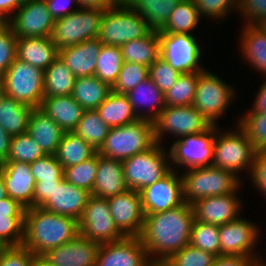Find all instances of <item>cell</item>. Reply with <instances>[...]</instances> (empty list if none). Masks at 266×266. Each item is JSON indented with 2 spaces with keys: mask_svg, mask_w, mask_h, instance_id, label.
<instances>
[{
  "mask_svg": "<svg viewBox=\"0 0 266 266\" xmlns=\"http://www.w3.org/2000/svg\"><path fill=\"white\" fill-rule=\"evenodd\" d=\"M194 220L192 205L186 202L165 212L145 215L139 238L155 266L189 244Z\"/></svg>",
  "mask_w": 266,
  "mask_h": 266,
  "instance_id": "obj_1",
  "label": "cell"
},
{
  "mask_svg": "<svg viewBox=\"0 0 266 266\" xmlns=\"http://www.w3.org/2000/svg\"><path fill=\"white\" fill-rule=\"evenodd\" d=\"M76 219L31 207L25 211L22 246L39 257L48 250L72 241L79 235Z\"/></svg>",
  "mask_w": 266,
  "mask_h": 266,
  "instance_id": "obj_2",
  "label": "cell"
},
{
  "mask_svg": "<svg viewBox=\"0 0 266 266\" xmlns=\"http://www.w3.org/2000/svg\"><path fill=\"white\" fill-rule=\"evenodd\" d=\"M152 29L124 0L105 9L97 38L105 45L121 46L147 36Z\"/></svg>",
  "mask_w": 266,
  "mask_h": 266,
  "instance_id": "obj_3",
  "label": "cell"
},
{
  "mask_svg": "<svg viewBox=\"0 0 266 266\" xmlns=\"http://www.w3.org/2000/svg\"><path fill=\"white\" fill-rule=\"evenodd\" d=\"M155 143L154 122L138 119L124 126L111 127L97 153L109 159L124 161L147 151Z\"/></svg>",
  "mask_w": 266,
  "mask_h": 266,
  "instance_id": "obj_4",
  "label": "cell"
},
{
  "mask_svg": "<svg viewBox=\"0 0 266 266\" xmlns=\"http://www.w3.org/2000/svg\"><path fill=\"white\" fill-rule=\"evenodd\" d=\"M181 177L184 202L191 205L205 197L237 193L241 185L236 174L212 165L190 168Z\"/></svg>",
  "mask_w": 266,
  "mask_h": 266,
  "instance_id": "obj_5",
  "label": "cell"
},
{
  "mask_svg": "<svg viewBox=\"0 0 266 266\" xmlns=\"http://www.w3.org/2000/svg\"><path fill=\"white\" fill-rule=\"evenodd\" d=\"M2 93L33 108H40L44 98V71L15 58L3 74Z\"/></svg>",
  "mask_w": 266,
  "mask_h": 266,
  "instance_id": "obj_6",
  "label": "cell"
},
{
  "mask_svg": "<svg viewBox=\"0 0 266 266\" xmlns=\"http://www.w3.org/2000/svg\"><path fill=\"white\" fill-rule=\"evenodd\" d=\"M160 145L156 142L147 151L122 161L124 179L128 189L139 192L146 186L160 180L171 170L170 160L166 161V157L170 158L169 151L166 155L165 149Z\"/></svg>",
  "mask_w": 266,
  "mask_h": 266,
  "instance_id": "obj_7",
  "label": "cell"
},
{
  "mask_svg": "<svg viewBox=\"0 0 266 266\" xmlns=\"http://www.w3.org/2000/svg\"><path fill=\"white\" fill-rule=\"evenodd\" d=\"M104 12L105 9L80 7L74 13L55 20L52 42L60 50L97 38Z\"/></svg>",
  "mask_w": 266,
  "mask_h": 266,
  "instance_id": "obj_8",
  "label": "cell"
},
{
  "mask_svg": "<svg viewBox=\"0 0 266 266\" xmlns=\"http://www.w3.org/2000/svg\"><path fill=\"white\" fill-rule=\"evenodd\" d=\"M216 125L214 138L213 160L211 165L216 168L228 170L238 175V171L249 169L251 172L256 150L246 136L245 132L238 127V131L219 133Z\"/></svg>",
  "mask_w": 266,
  "mask_h": 266,
  "instance_id": "obj_9",
  "label": "cell"
},
{
  "mask_svg": "<svg viewBox=\"0 0 266 266\" xmlns=\"http://www.w3.org/2000/svg\"><path fill=\"white\" fill-rule=\"evenodd\" d=\"M234 94L233 87L204 69L199 71L193 107L212 125H216V120L226 111Z\"/></svg>",
  "mask_w": 266,
  "mask_h": 266,
  "instance_id": "obj_10",
  "label": "cell"
},
{
  "mask_svg": "<svg viewBox=\"0 0 266 266\" xmlns=\"http://www.w3.org/2000/svg\"><path fill=\"white\" fill-rule=\"evenodd\" d=\"M78 223L80 235L99 244L125 238L118 230L112 218L108 200L105 198L91 195Z\"/></svg>",
  "mask_w": 266,
  "mask_h": 266,
  "instance_id": "obj_11",
  "label": "cell"
},
{
  "mask_svg": "<svg viewBox=\"0 0 266 266\" xmlns=\"http://www.w3.org/2000/svg\"><path fill=\"white\" fill-rule=\"evenodd\" d=\"M213 125L193 105L166 106L154 121V140L162 143L163 135L187 136L206 132Z\"/></svg>",
  "mask_w": 266,
  "mask_h": 266,
  "instance_id": "obj_12",
  "label": "cell"
},
{
  "mask_svg": "<svg viewBox=\"0 0 266 266\" xmlns=\"http://www.w3.org/2000/svg\"><path fill=\"white\" fill-rule=\"evenodd\" d=\"M216 125L206 132L191 134L174 141L169 149L170 162L186 169L211 166Z\"/></svg>",
  "mask_w": 266,
  "mask_h": 266,
  "instance_id": "obj_13",
  "label": "cell"
},
{
  "mask_svg": "<svg viewBox=\"0 0 266 266\" xmlns=\"http://www.w3.org/2000/svg\"><path fill=\"white\" fill-rule=\"evenodd\" d=\"M159 36L160 57L172 68L180 73L203 71L199 65L200 45L192 34H165L159 31Z\"/></svg>",
  "mask_w": 266,
  "mask_h": 266,
  "instance_id": "obj_14",
  "label": "cell"
},
{
  "mask_svg": "<svg viewBox=\"0 0 266 266\" xmlns=\"http://www.w3.org/2000/svg\"><path fill=\"white\" fill-rule=\"evenodd\" d=\"M174 168L160 180L139 191L145 215L165 212L184 203L182 177Z\"/></svg>",
  "mask_w": 266,
  "mask_h": 266,
  "instance_id": "obj_15",
  "label": "cell"
},
{
  "mask_svg": "<svg viewBox=\"0 0 266 266\" xmlns=\"http://www.w3.org/2000/svg\"><path fill=\"white\" fill-rule=\"evenodd\" d=\"M7 23L17 38L51 37L55 20L45 0H31L22 3Z\"/></svg>",
  "mask_w": 266,
  "mask_h": 266,
  "instance_id": "obj_16",
  "label": "cell"
},
{
  "mask_svg": "<svg viewBox=\"0 0 266 266\" xmlns=\"http://www.w3.org/2000/svg\"><path fill=\"white\" fill-rule=\"evenodd\" d=\"M107 200L118 230L125 237H139L145 219L140 193L128 189Z\"/></svg>",
  "mask_w": 266,
  "mask_h": 266,
  "instance_id": "obj_17",
  "label": "cell"
},
{
  "mask_svg": "<svg viewBox=\"0 0 266 266\" xmlns=\"http://www.w3.org/2000/svg\"><path fill=\"white\" fill-rule=\"evenodd\" d=\"M96 266H155L139 237L100 244Z\"/></svg>",
  "mask_w": 266,
  "mask_h": 266,
  "instance_id": "obj_18",
  "label": "cell"
},
{
  "mask_svg": "<svg viewBox=\"0 0 266 266\" xmlns=\"http://www.w3.org/2000/svg\"><path fill=\"white\" fill-rule=\"evenodd\" d=\"M258 233L257 226L240 217L220 225L221 255L257 257L253 256L252 251L259 237Z\"/></svg>",
  "mask_w": 266,
  "mask_h": 266,
  "instance_id": "obj_19",
  "label": "cell"
},
{
  "mask_svg": "<svg viewBox=\"0 0 266 266\" xmlns=\"http://www.w3.org/2000/svg\"><path fill=\"white\" fill-rule=\"evenodd\" d=\"M100 244L82 237L48 250L42 257L56 266H96Z\"/></svg>",
  "mask_w": 266,
  "mask_h": 266,
  "instance_id": "obj_20",
  "label": "cell"
},
{
  "mask_svg": "<svg viewBox=\"0 0 266 266\" xmlns=\"http://www.w3.org/2000/svg\"><path fill=\"white\" fill-rule=\"evenodd\" d=\"M235 193L205 197L192 204L195 221L223 225L239 218L241 201Z\"/></svg>",
  "mask_w": 266,
  "mask_h": 266,
  "instance_id": "obj_21",
  "label": "cell"
},
{
  "mask_svg": "<svg viewBox=\"0 0 266 266\" xmlns=\"http://www.w3.org/2000/svg\"><path fill=\"white\" fill-rule=\"evenodd\" d=\"M0 170L5 183L6 193L26 209L33 207L35 180L30 164L21 161H5Z\"/></svg>",
  "mask_w": 266,
  "mask_h": 266,
  "instance_id": "obj_22",
  "label": "cell"
},
{
  "mask_svg": "<svg viewBox=\"0 0 266 266\" xmlns=\"http://www.w3.org/2000/svg\"><path fill=\"white\" fill-rule=\"evenodd\" d=\"M91 193L63 179L55 186L51 197L41 206L52 213L80 220Z\"/></svg>",
  "mask_w": 266,
  "mask_h": 266,
  "instance_id": "obj_23",
  "label": "cell"
},
{
  "mask_svg": "<svg viewBox=\"0 0 266 266\" xmlns=\"http://www.w3.org/2000/svg\"><path fill=\"white\" fill-rule=\"evenodd\" d=\"M103 43L91 39L59 50V56L76 78L94 76Z\"/></svg>",
  "mask_w": 266,
  "mask_h": 266,
  "instance_id": "obj_24",
  "label": "cell"
},
{
  "mask_svg": "<svg viewBox=\"0 0 266 266\" xmlns=\"http://www.w3.org/2000/svg\"><path fill=\"white\" fill-rule=\"evenodd\" d=\"M128 190L122 161L98 154V167L92 196L108 199Z\"/></svg>",
  "mask_w": 266,
  "mask_h": 266,
  "instance_id": "obj_25",
  "label": "cell"
},
{
  "mask_svg": "<svg viewBox=\"0 0 266 266\" xmlns=\"http://www.w3.org/2000/svg\"><path fill=\"white\" fill-rule=\"evenodd\" d=\"M27 133L46 155H55L65 131L40 108H33L28 120Z\"/></svg>",
  "mask_w": 266,
  "mask_h": 266,
  "instance_id": "obj_26",
  "label": "cell"
},
{
  "mask_svg": "<svg viewBox=\"0 0 266 266\" xmlns=\"http://www.w3.org/2000/svg\"><path fill=\"white\" fill-rule=\"evenodd\" d=\"M59 56L51 37L17 38V58L45 71Z\"/></svg>",
  "mask_w": 266,
  "mask_h": 266,
  "instance_id": "obj_27",
  "label": "cell"
},
{
  "mask_svg": "<svg viewBox=\"0 0 266 266\" xmlns=\"http://www.w3.org/2000/svg\"><path fill=\"white\" fill-rule=\"evenodd\" d=\"M40 109L65 132L75 130L85 111L72 95L44 97Z\"/></svg>",
  "mask_w": 266,
  "mask_h": 266,
  "instance_id": "obj_28",
  "label": "cell"
},
{
  "mask_svg": "<svg viewBox=\"0 0 266 266\" xmlns=\"http://www.w3.org/2000/svg\"><path fill=\"white\" fill-rule=\"evenodd\" d=\"M126 95L138 119L154 122L166 107L164 93L149 77L140 82ZM140 105H148V111L151 112H149V114H143L142 112L140 113V110H138L140 109Z\"/></svg>",
  "mask_w": 266,
  "mask_h": 266,
  "instance_id": "obj_29",
  "label": "cell"
},
{
  "mask_svg": "<svg viewBox=\"0 0 266 266\" xmlns=\"http://www.w3.org/2000/svg\"><path fill=\"white\" fill-rule=\"evenodd\" d=\"M33 107L5 94L0 95V126L11 136L27 133Z\"/></svg>",
  "mask_w": 266,
  "mask_h": 266,
  "instance_id": "obj_30",
  "label": "cell"
},
{
  "mask_svg": "<svg viewBox=\"0 0 266 266\" xmlns=\"http://www.w3.org/2000/svg\"><path fill=\"white\" fill-rule=\"evenodd\" d=\"M123 62L150 67L160 57L159 32L151 31L147 36L131 40L120 46Z\"/></svg>",
  "mask_w": 266,
  "mask_h": 266,
  "instance_id": "obj_31",
  "label": "cell"
},
{
  "mask_svg": "<svg viewBox=\"0 0 266 266\" xmlns=\"http://www.w3.org/2000/svg\"><path fill=\"white\" fill-rule=\"evenodd\" d=\"M96 111L110 128L124 126L138 120L127 95L114 91L110 92Z\"/></svg>",
  "mask_w": 266,
  "mask_h": 266,
  "instance_id": "obj_32",
  "label": "cell"
},
{
  "mask_svg": "<svg viewBox=\"0 0 266 266\" xmlns=\"http://www.w3.org/2000/svg\"><path fill=\"white\" fill-rule=\"evenodd\" d=\"M112 91V87L96 76L76 78L73 98L85 109L96 110Z\"/></svg>",
  "mask_w": 266,
  "mask_h": 266,
  "instance_id": "obj_33",
  "label": "cell"
},
{
  "mask_svg": "<svg viewBox=\"0 0 266 266\" xmlns=\"http://www.w3.org/2000/svg\"><path fill=\"white\" fill-rule=\"evenodd\" d=\"M153 31H161L181 0H124Z\"/></svg>",
  "mask_w": 266,
  "mask_h": 266,
  "instance_id": "obj_34",
  "label": "cell"
},
{
  "mask_svg": "<svg viewBox=\"0 0 266 266\" xmlns=\"http://www.w3.org/2000/svg\"><path fill=\"white\" fill-rule=\"evenodd\" d=\"M242 30L241 52L253 67L266 75V32L258 25H246Z\"/></svg>",
  "mask_w": 266,
  "mask_h": 266,
  "instance_id": "obj_35",
  "label": "cell"
},
{
  "mask_svg": "<svg viewBox=\"0 0 266 266\" xmlns=\"http://www.w3.org/2000/svg\"><path fill=\"white\" fill-rule=\"evenodd\" d=\"M96 153L97 150L74 132H65L55 157L65 169L92 158Z\"/></svg>",
  "mask_w": 266,
  "mask_h": 266,
  "instance_id": "obj_36",
  "label": "cell"
},
{
  "mask_svg": "<svg viewBox=\"0 0 266 266\" xmlns=\"http://www.w3.org/2000/svg\"><path fill=\"white\" fill-rule=\"evenodd\" d=\"M76 77L58 56L44 71V97L72 94Z\"/></svg>",
  "mask_w": 266,
  "mask_h": 266,
  "instance_id": "obj_37",
  "label": "cell"
},
{
  "mask_svg": "<svg viewBox=\"0 0 266 266\" xmlns=\"http://www.w3.org/2000/svg\"><path fill=\"white\" fill-rule=\"evenodd\" d=\"M200 16L193 0H181L160 32L165 34H192L190 31L198 26Z\"/></svg>",
  "mask_w": 266,
  "mask_h": 266,
  "instance_id": "obj_38",
  "label": "cell"
},
{
  "mask_svg": "<svg viewBox=\"0 0 266 266\" xmlns=\"http://www.w3.org/2000/svg\"><path fill=\"white\" fill-rule=\"evenodd\" d=\"M109 130L110 127L100 118L96 110H85L73 132L98 151Z\"/></svg>",
  "mask_w": 266,
  "mask_h": 266,
  "instance_id": "obj_39",
  "label": "cell"
},
{
  "mask_svg": "<svg viewBox=\"0 0 266 266\" xmlns=\"http://www.w3.org/2000/svg\"><path fill=\"white\" fill-rule=\"evenodd\" d=\"M97 59L94 76L112 87L123 64L120 46L103 44Z\"/></svg>",
  "mask_w": 266,
  "mask_h": 266,
  "instance_id": "obj_40",
  "label": "cell"
},
{
  "mask_svg": "<svg viewBox=\"0 0 266 266\" xmlns=\"http://www.w3.org/2000/svg\"><path fill=\"white\" fill-rule=\"evenodd\" d=\"M199 72L182 73L174 85L164 94L166 106L193 105Z\"/></svg>",
  "mask_w": 266,
  "mask_h": 266,
  "instance_id": "obj_41",
  "label": "cell"
},
{
  "mask_svg": "<svg viewBox=\"0 0 266 266\" xmlns=\"http://www.w3.org/2000/svg\"><path fill=\"white\" fill-rule=\"evenodd\" d=\"M189 244L220 256L219 226L194 220Z\"/></svg>",
  "mask_w": 266,
  "mask_h": 266,
  "instance_id": "obj_42",
  "label": "cell"
},
{
  "mask_svg": "<svg viewBox=\"0 0 266 266\" xmlns=\"http://www.w3.org/2000/svg\"><path fill=\"white\" fill-rule=\"evenodd\" d=\"M98 167V153L92 158L75 166L64 169V179L78 188L87 190L92 194L95 176Z\"/></svg>",
  "mask_w": 266,
  "mask_h": 266,
  "instance_id": "obj_43",
  "label": "cell"
},
{
  "mask_svg": "<svg viewBox=\"0 0 266 266\" xmlns=\"http://www.w3.org/2000/svg\"><path fill=\"white\" fill-rule=\"evenodd\" d=\"M45 155L37 142L28 133H24L11 138L10 152L6 161L30 164Z\"/></svg>",
  "mask_w": 266,
  "mask_h": 266,
  "instance_id": "obj_44",
  "label": "cell"
},
{
  "mask_svg": "<svg viewBox=\"0 0 266 266\" xmlns=\"http://www.w3.org/2000/svg\"><path fill=\"white\" fill-rule=\"evenodd\" d=\"M256 151H266V113H246L238 121Z\"/></svg>",
  "mask_w": 266,
  "mask_h": 266,
  "instance_id": "obj_45",
  "label": "cell"
},
{
  "mask_svg": "<svg viewBox=\"0 0 266 266\" xmlns=\"http://www.w3.org/2000/svg\"><path fill=\"white\" fill-rule=\"evenodd\" d=\"M216 257L210 252L188 244L172 254L160 266H213Z\"/></svg>",
  "mask_w": 266,
  "mask_h": 266,
  "instance_id": "obj_46",
  "label": "cell"
},
{
  "mask_svg": "<svg viewBox=\"0 0 266 266\" xmlns=\"http://www.w3.org/2000/svg\"><path fill=\"white\" fill-rule=\"evenodd\" d=\"M148 77V67L131 62H123L117 81L112 86V91L127 94Z\"/></svg>",
  "mask_w": 266,
  "mask_h": 266,
  "instance_id": "obj_47",
  "label": "cell"
},
{
  "mask_svg": "<svg viewBox=\"0 0 266 266\" xmlns=\"http://www.w3.org/2000/svg\"><path fill=\"white\" fill-rule=\"evenodd\" d=\"M30 170L37 181H62L64 179L63 166L57 161L55 155H45L30 163Z\"/></svg>",
  "mask_w": 266,
  "mask_h": 266,
  "instance_id": "obj_48",
  "label": "cell"
},
{
  "mask_svg": "<svg viewBox=\"0 0 266 266\" xmlns=\"http://www.w3.org/2000/svg\"><path fill=\"white\" fill-rule=\"evenodd\" d=\"M17 57V37L8 23H0V79Z\"/></svg>",
  "mask_w": 266,
  "mask_h": 266,
  "instance_id": "obj_49",
  "label": "cell"
},
{
  "mask_svg": "<svg viewBox=\"0 0 266 266\" xmlns=\"http://www.w3.org/2000/svg\"><path fill=\"white\" fill-rule=\"evenodd\" d=\"M181 74L178 70L172 68L162 57H159L149 67V78L164 94L169 91Z\"/></svg>",
  "mask_w": 266,
  "mask_h": 266,
  "instance_id": "obj_50",
  "label": "cell"
},
{
  "mask_svg": "<svg viewBox=\"0 0 266 266\" xmlns=\"http://www.w3.org/2000/svg\"><path fill=\"white\" fill-rule=\"evenodd\" d=\"M25 217L0 216V240L8 246H22Z\"/></svg>",
  "mask_w": 266,
  "mask_h": 266,
  "instance_id": "obj_51",
  "label": "cell"
},
{
  "mask_svg": "<svg viewBox=\"0 0 266 266\" xmlns=\"http://www.w3.org/2000/svg\"><path fill=\"white\" fill-rule=\"evenodd\" d=\"M36 257L23 246H8L0 251V266H34Z\"/></svg>",
  "mask_w": 266,
  "mask_h": 266,
  "instance_id": "obj_52",
  "label": "cell"
},
{
  "mask_svg": "<svg viewBox=\"0 0 266 266\" xmlns=\"http://www.w3.org/2000/svg\"><path fill=\"white\" fill-rule=\"evenodd\" d=\"M193 2L202 17L206 15L213 19L224 18L228 12L238 7V0H193Z\"/></svg>",
  "mask_w": 266,
  "mask_h": 266,
  "instance_id": "obj_53",
  "label": "cell"
},
{
  "mask_svg": "<svg viewBox=\"0 0 266 266\" xmlns=\"http://www.w3.org/2000/svg\"><path fill=\"white\" fill-rule=\"evenodd\" d=\"M247 25H259L266 19V0H238V7Z\"/></svg>",
  "mask_w": 266,
  "mask_h": 266,
  "instance_id": "obj_54",
  "label": "cell"
},
{
  "mask_svg": "<svg viewBox=\"0 0 266 266\" xmlns=\"http://www.w3.org/2000/svg\"><path fill=\"white\" fill-rule=\"evenodd\" d=\"M250 179L255 187L266 196V151H256L253 159Z\"/></svg>",
  "mask_w": 266,
  "mask_h": 266,
  "instance_id": "obj_55",
  "label": "cell"
},
{
  "mask_svg": "<svg viewBox=\"0 0 266 266\" xmlns=\"http://www.w3.org/2000/svg\"><path fill=\"white\" fill-rule=\"evenodd\" d=\"M61 181H37L34 187L33 207H41Z\"/></svg>",
  "mask_w": 266,
  "mask_h": 266,
  "instance_id": "obj_56",
  "label": "cell"
},
{
  "mask_svg": "<svg viewBox=\"0 0 266 266\" xmlns=\"http://www.w3.org/2000/svg\"><path fill=\"white\" fill-rule=\"evenodd\" d=\"M45 2L54 20L63 18L64 16L70 15L71 13H74L76 11L75 9L71 10L68 8L71 2L78 5L77 0H45Z\"/></svg>",
  "mask_w": 266,
  "mask_h": 266,
  "instance_id": "obj_57",
  "label": "cell"
},
{
  "mask_svg": "<svg viewBox=\"0 0 266 266\" xmlns=\"http://www.w3.org/2000/svg\"><path fill=\"white\" fill-rule=\"evenodd\" d=\"M26 208L9 196L0 201V216L25 217Z\"/></svg>",
  "mask_w": 266,
  "mask_h": 266,
  "instance_id": "obj_58",
  "label": "cell"
},
{
  "mask_svg": "<svg viewBox=\"0 0 266 266\" xmlns=\"http://www.w3.org/2000/svg\"><path fill=\"white\" fill-rule=\"evenodd\" d=\"M258 257L220 255L215 258L213 266H251Z\"/></svg>",
  "mask_w": 266,
  "mask_h": 266,
  "instance_id": "obj_59",
  "label": "cell"
},
{
  "mask_svg": "<svg viewBox=\"0 0 266 266\" xmlns=\"http://www.w3.org/2000/svg\"><path fill=\"white\" fill-rule=\"evenodd\" d=\"M20 6L18 0H0V23H7L15 14L13 11H17Z\"/></svg>",
  "mask_w": 266,
  "mask_h": 266,
  "instance_id": "obj_60",
  "label": "cell"
},
{
  "mask_svg": "<svg viewBox=\"0 0 266 266\" xmlns=\"http://www.w3.org/2000/svg\"><path fill=\"white\" fill-rule=\"evenodd\" d=\"M255 98L254 105L249 113H266V80L260 87Z\"/></svg>",
  "mask_w": 266,
  "mask_h": 266,
  "instance_id": "obj_61",
  "label": "cell"
},
{
  "mask_svg": "<svg viewBox=\"0 0 266 266\" xmlns=\"http://www.w3.org/2000/svg\"><path fill=\"white\" fill-rule=\"evenodd\" d=\"M11 136L0 126V164L5 162L10 152Z\"/></svg>",
  "mask_w": 266,
  "mask_h": 266,
  "instance_id": "obj_62",
  "label": "cell"
},
{
  "mask_svg": "<svg viewBox=\"0 0 266 266\" xmlns=\"http://www.w3.org/2000/svg\"><path fill=\"white\" fill-rule=\"evenodd\" d=\"M79 8L107 9L115 5L119 0H77Z\"/></svg>",
  "mask_w": 266,
  "mask_h": 266,
  "instance_id": "obj_63",
  "label": "cell"
},
{
  "mask_svg": "<svg viewBox=\"0 0 266 266\" xmlns=\"http://www.w3.org/2000/svg\"><path fill=\"white\" fill-rule=\"evenodd\" d=\"M6 197H7V193H6L5 183H4V179L2 176V172L0 170V201Z\"/></svg>",
  "mask_w": 266,
  "mask_h": 266,
  "instance_id": "obj_64",
  "label": "cell"
},
{
  "mask_svg": "<svg viewBox=\"0 0 266 266\" xmlns=\"http://www.w3.org/2000/svg\"><path fill=\"white\" fill-rule=\"evenodd\" d=\"M34 266H56L47 262L42 256L36 257Z\"/></svg>",
  "mask_w": 266,
  "mask_h": 266,
  "instance_id": "obj_65",
  "label": "cell"
},
{
  "mask_svg": "<svg viewBox=\"0 0 266 266\" xmlns=\"http://www.w3.org/2000/svg\"><path fill=\"white\" fill-rule=\"evenodd\" d=\"M251 266H266V264H265L264 261H262L261 258H260V259L255 260V261L252 263Z\"/></svg>",
  "mask_w": 266,
  "mask_h": 266,
  "instance_id": "obj_66",
  "label": "cell"
},
{
  "mask_svg": "<svg viewBox=\"0 0 266 266\" xmlns=\"http://www.w3.org/2000/svg\"><path fill=\"white\" fill-rule=\"evenodd\" d=\"M258 26H260L266 32V19Z\"/></svg>",
  "mask_w": 266,
  "mask_h": 266,
  "instance_id": "obj_67",
  "label": "cell"
},
{
  "mask_svg": "<svg viewBox=\"0 0 266 266\" xmlns=\"http://www.w3.org/2000/svg\"><path fill=\"white\" fill-rule=\"evenodd\" d=\"M7 246L0 240V251L5 249Z\"/></svg>",
  "mask_w": 266,
  "mask_h": 266,
  "instance_id": "obj_68",
  "label": "cell"
},
{
  "mask_svg": "<svg viewBox=\"0 0 266 266\" xmlns=\"http://www.w3.org/2000/svg\"><path fill=\"white\" fill-rule=\"evenodd\" d=\"M2 94V80L0 79V95Z\"/></svg>",
  "mask_w": 266,
  "mask_h": 266,
  "instance_id": "obj_69",
  "label": "cell"
},
{
  "mask_svg": "<svg viewBox=\"0 0 266 266\" xmlns=\"http://www.w3.org/2000/svg\"><path fill=\"white\" fill-rule=\"evenodd\" d=\"M18 1L22 4V3H25V2H29L31 0H18Z\"/></svg>",
  "mask_w": 266,
  "mask_h": 266,
  "instance_id": "obj_70",
  "label": "cell"
}]
</instances>
